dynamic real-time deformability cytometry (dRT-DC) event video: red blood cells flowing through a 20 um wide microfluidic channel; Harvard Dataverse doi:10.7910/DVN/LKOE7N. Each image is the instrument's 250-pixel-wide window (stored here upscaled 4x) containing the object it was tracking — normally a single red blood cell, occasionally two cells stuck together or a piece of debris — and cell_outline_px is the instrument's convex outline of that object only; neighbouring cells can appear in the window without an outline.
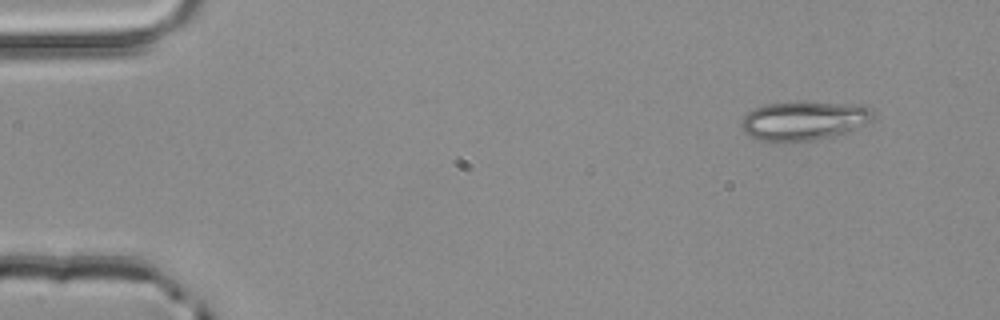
{"species": "common noctule bat (a hibernating species)", "species_latin": "Nyctalus noctula", "temperature_condition": "room temperature", "stored_images_in_passage": 3, "camera_frame_rate_fps": 3000, "um_per_image_px": 0.085, "animal": {"sex": "male", "body_mass_g": 20.4}, "frame": {"image": 1, "passage_image": 1, "time_ms": 0.0, "image_size_px": [1000, 320], "cell_outline_px": [[876, 116], [868, 124], [848, 132], [816, 140], [784, 144], [756, 140], [748, 136], [744, 132], [740, 124], [740, 120], [748, 112], [756, 108], [768, 104], [800, 100], [864, 104], [872, 108], [876, 112]], "centroid_in_image_um": [68.38, 10.26], "position_along_channel_um": 16.6, "area_um2": 31.67}}